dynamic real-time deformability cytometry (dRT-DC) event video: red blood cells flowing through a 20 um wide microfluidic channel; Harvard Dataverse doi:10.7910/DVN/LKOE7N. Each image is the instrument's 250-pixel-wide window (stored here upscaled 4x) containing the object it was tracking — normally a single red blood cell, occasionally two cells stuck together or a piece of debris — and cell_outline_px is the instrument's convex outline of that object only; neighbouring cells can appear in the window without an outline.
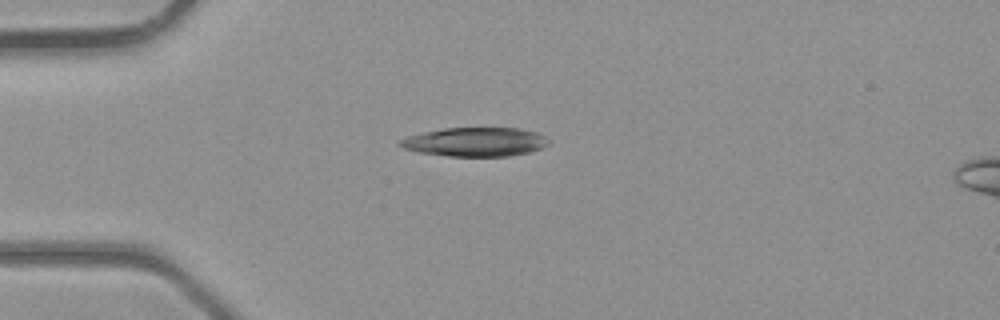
{"species": "common noctule bat (a hibernating species)", "species_latin": "Nyctalus noctula", "temperature_condition": "room temperature", "stored_images_in_passage": 3, "camera_frame_rate_fps": 3000, "um_per_image_px": 0.085, "animal": {"sex": "male", "body_mass_g": 23.1, "forearm_length_mm": 52.7}, "frame": {"image": 1, "passage_image": 2, "time_ms": 1.333, "image_size_px": [1000, 320], "cell_outline_px": [[548, 144], [544, 148], [528, 152], [508, 156], [448, 156], [420, 152], [404, 148], [396, 144], [396, 140], [408, 136], [424, 132], [444, 128], [516, 128], [536, 132], [544, 136], [548, 140]], "centroid_in_image_um": [40.36, 12.06], "position_along_channel_um": 44.6, "area_um2": 25.03}}